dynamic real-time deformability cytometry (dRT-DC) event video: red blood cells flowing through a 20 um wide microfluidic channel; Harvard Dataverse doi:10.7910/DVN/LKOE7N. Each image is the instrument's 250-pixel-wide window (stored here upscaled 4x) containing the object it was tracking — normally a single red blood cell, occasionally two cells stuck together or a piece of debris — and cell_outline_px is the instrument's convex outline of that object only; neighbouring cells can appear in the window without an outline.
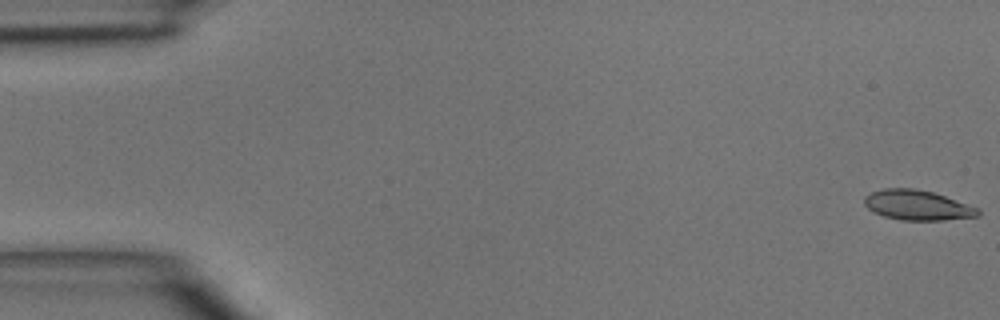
{"species": "common noctule bat (a hibernating species)", "species_latin": "Nyctalus noctula", "temperature_condition": "room temperature", "stored_images_in_passage": 5, "camera_frame_rate_fps": 3000, "um_per_image_px": 0.085, "animal": {"sex": "male", "body_mass_g": 15.6}, "frame": {"image": 1, "passage_image": 1, "time_ms": 0.0, "image_size_px": [1000, 320], "cell_outline_px": [[980, 216], [944, 220], [900, 220], [884, 216], [872, 212], [864, 204], [864, 196], [872, 192], [884, 188], [912, 188], [932, 192], [980, 208]], "centroid_in_image_um": [77.97, 17.45], "position_along_channel_um": 7.0, "area_um2": 19.88}}